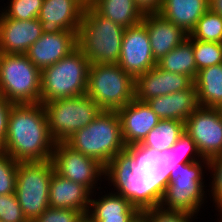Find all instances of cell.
<instances>
[{
    "mask_svg": "<svg viewBox=\"0 0 222 222\" xmlns=\"http://www.w3.org/2000/svg\"><path fill=\"white\" fill-rule=\"evenodd\" d=\"M103 193L102 191L97 194L95 193V195L92 193L87 211V215L96 222H129L138 211L128 199L117 194L113 189L108 193H105V191Z\"/></svg>",
    "mask_w": 222,
    "mask_h": 222,
    "instance_id": "cell-23",
    "label": "cell"
},
{
    "mask_svg": "<svg viewBox=\"0 0 222 222\" xmlns=\"http://www.w3.org/2000/svg\"><path fill=\"white\" fill-rule=\"evenodd\" d=\"M84 10L77 0H43L38 20L43 33L78 32Z\"/></svg>",
    "mask_w": 222,
    "mask_h": 222,
    "instance_id": "cell-17",
    "label": "cell"
},
{
    "mask_svg": "<svg viewBox=\"0 0 222 222\" xmlns=\"http://www.w3.org/2000/svg\"><path fill=\"white\" fill-rule=\"evenodd\" d=\"M91 196L92 192L87 187L53 172L49 187L50 207L77 210L87 214Z\"/></svg>",
    "mask_w": 222,
    "mask_h": 222,
    "instance_id": "cell-21",
    "label": "cell"
},
{
    "mask_svg": "<svg viewBox=\"0 0 222 222\" xmlns=\"http://www.w3.org/2000/svg\"><path fill=\"white\" fill-rule=\"evenodd\" d=\"M8 6L0 9V17L15 20H30L38 18L43 0H8Z\"/></svg>",
    "mask_w": 222,
    "mask_h": 222,
    "instance_id": "cell-31",
    "label": "cell"
},
{
    "mask_svg": "<svg viewBox=\"0 0 222 222\" xmlns=\"http://www.w3.org/2000/svg\"><path fill=\"white\" fill-rule=\"evenodd\" d=\"M51 160L55 172L61 177L82 184L92 193L103 189L100 186L101 182L107 179V169L97 160L83 155L66 142L55 144Z\"/></svg>",
    "mask_w": 222,
    "mask_h": 222,
    "instance_id": "cell-11",
    "label": "cell"
},
{
    "mask_svg": "<svg viewBox=\"0 0 222 222\" xmlns=\"http://www.w3.org/2000/svg\"><path fill=\"white\" fill-rule=\"evenodd\" d=\"M118 65L134 79L157 65L142 21L125 28Z\"/></svg>",
    "mask_w": 222,
    "mask_h": 222,
    "instance_id": "cell-13",
    "label": "cell"
},
{
    "mask_svg": "<svg viewBox=\"0 0 222 222\" xmlns=\"http://www.w3.org/2000/svg\"><path fill=\"white\" fill-rule=\"evenodd\" d=\"M125 28L85 8L77 34L78 48L90 64H118Z\"/></svg>",
    "mask_w": 222,
    "mask_h": 222,
    "instance_id": "cell-3",
    "label": "cell"
},
{
    "mask_svg": "<svg viewBox=\"0 0 222 222\" xmlns=\"http://www.w3.org/2000/svg\"><path fill=\"white\" fill-rule=\"evenodd\" d=\"M184 130L203 158L222 154V116L218 108L199 106L184 122Z\"/></svg>",
    "mask_w": 222,
    "mask_h": 222,
    "instance_id": "cell-12",
    "label": "cell"
},
{
    "mask_svg": "<svg viewBox=\"0 0 222 222\" xmlns=\"http://www.w3.org/2000/svg\"><path fill=\"white\" fill-rule=\"evenodd\" d=\"M189 36L194 40L222 43V16L208 9Z\"/></svg>",
    "mask_w": 222,
    "mask_h": 222,
    "instance_id": "cell-29",
    "label": "cell"
},
{
    "mask_svg": "<svg viewBox=\"0 0 222 222\" xmlns=\"http://www.w3.org/2000/svg\"><path fill=\"white\" fill-rule=\"evenodd\" d=\"M220 215V217H219V222H222V213H218V216Z\"/></svg>",
    "mask_w": 222,
    "mask_h": 222,
    "instance_id": "cell-44",
    "label": "cell"
},
{
    "mask_svg": "<svg viewBox=\"0 0 222 222\" xmlns=\"http://www.w3.org/2000/svg\"><path fill=\"white\" fill-rule=\"evenodd\" d=\"M79 1L85 8L93 5V0H77Z\"/></svg>",
    "mask_w": 222,
    "mask_h": 222,
    "instance_id": "cell-43",
    "label": "cell"
},
{
    "mask_svg": "<svg viewBox=\"0 0 222 222\" xmlns=\"http://www.w3.org/2000/svg\"><path fill=\"white\" fill-rule=\"evenodd\" d=\"M184 122L179 120H160L140 143L156 151L170 150L184 132Z\"/></svg>",
    "mask_w": 222,
    "mask_h": 222,
    "instance_id": "cell-28",
    "label": "cell"
},
{
    "mask_svg": "<svg viewBox=\"0 0 222 222\" xmlns=\"http://www.w3.org/2000/svg\"><path fill=\"white\" fill-rule=\"evenodd\" d=\"M83 215L77 210L49 207L34 222H79Z\"/></svg>",
    "mask_w": 222,
    "mask_h": 222,
    "instance_id": "cell-37",
    "label": "cell"
},
{
    "mask_svg": "<svg viewBox=\"0 0 222 222\" xmlns=\"http://www.w3.org/2000/svg\"><path fill=\"white\" fill-rule=\"evenodd\" d=\"M170 150L173 153L178 154L180 157H183V163H189L204 159L197 149L196 143L185 131L179 136L178 140Z\"/></svg>",
    "mask_w": 222,
    "mask_h": 222,
    "instance_id": "cell-35",
    "label": "cell"
},
{
    "mask_svg": "<svg viewBox=\"0 0 222 222\" xmlns=\"http://www.w3.org/2000/svg\"><path fill=\"white\" fill-rule=\"evenodd\" d=\"M218 109H219L221 116H222V106H220Z\"/></svg>",
    "mask_w": 222,
    "mask_h": 222,
    "instance_id": "cell-45",
    "label": "cell"
},
{
    "mask_svg": "<svg viewBox=\"0 0 222 222\" xmlns=\"http://www.w3.org/2000/svg\"><path fill=\"white\" fill-rule=\"evenodd\" d=\"M0 220L4 222H28L22 213L15 193L0 195Z\"/></svg>",
    "mask_w": 222,
    "mask_h": 222,
    "instance_id": "cell-34",
    "label": "cell"
},
{
    "mask_svg": "<svg viewBox=\"0 0 222 222\" xmlns=\"http://www.w3.org/2000/svg\"><path fill=\"white\" fill-rule=\"evenodd\" d=\"M89 60L77 47L57 63L41 70L40 103L86 94Z\"/></svg>",
    "mask_w": 222,
    "mask_h": 222,
    "instance_id": "cell-5",
    "label": "cell"
},
{
    "mask_svg": "<svg viewBox=\"0 0 222 222\" xmlns=\"http://www.w3.org/2000/svg\"><path fill=\"white\" fill-rule=\"evenodd\" d=\"M66 143L108 169L120 161L126 149L118 112L102 110L89 125L77 130Z\"/></svg>",
    "mask_w": 222,
    "mask_h": 222,
    "instance_id": "cell-2",
    "label": "cell"
},
{
    "mask_svg": "<svg viewBox=\"0 0 222 222\" xmlns=\"http://www.w3.org/2000/svg\"><path fill=\"white\" fill-rule=\"evenodd\" d=\"M92 7L103 17L124 28L138 24L144 15L134 0H95Z\"/></svg>",
    "mask_w": 222,
    "mask_h": 222,
    "instance_id": "cell-26",
    "label": "cell"
},
{
    "mask_svg": "<svg viewBox=\"0 0 222 222\" xmlns=\"http://www.w3.org/2000/svg\"><path fill=\"white\" fill-rule=\"evenodd\" d=\"M208 171L211 174V178L209 177L211 180V184L209 183L211 190H208L209 199H213L211 202L215 203V210L222 213V154L208 159Z\"/></svg>",
    "mask_w": 222,
    "mask_h": 222,
    "instance_id": "cell-33",
    "label": "cell"
},
{
    "mask_svg": "<svg viewBox=\"0 0 222 222\" xmlns=\"http://www.w3.org/2000/svg\"><path fill=\"white\" fill-rule=\"evenodd\" d=\"M0 95L12 104L40 103L41 70L26 54L0 53Z\"/></svg>",
    "mask_w": 222,
    "mask_h": 222,
    "instance_id": "cell-6",
    "label": "cell"
},
{
    "mask_svg": "<svg viewBox=\"0 0 222 222\" xmlns=\"http://www.w3.org/2000/svg\"><path fill=\"white\" fill-rule=\"evenodd\" d=\"M145 210L149 213L150 222H194L198 218L197 215L188 212L165 210L160 206Z\"/></svg>",
    "mask_w": 222,
    "mask_h": 222,
    "instance_id": "cell-36",
    "label": "cell"
},
{
    "mask_svg": "<svg viewBox=\"0 0 222 222\" xmlns=\"http://www.w3.org/2000/svg\"><path fill=\"white\" fill-rule=\"evenodd\" d=\"M121 120L122 138L126 146L140 144L159 123V117L147 102L134 98L118 111Z\"/></svg>",
    "mask_w": 222,
    "mask_h": 222,
    "instance_id": "cell-18",
    "label": "cell"
},
{
    "mask_svg": "<svg viewBox=\"0 0 222 222\" xmlns=\"http://www.w3.org/2000/svg\"><path fill=\"white\" fill-rule=\"evenodd\" d=\"M18 163L0 149V195L15 193Z\"/></svg>",
    "mask_w": 222,
    "mask_h": 222,
    "instance_id": "cell-32",
    "label": "cell"
},
{
    "mask_svg": "<svg viewBox=\"0 0 222 222\" xmlns=\"http://www.w3.org/2000/svg\"><path fill=\"white\" fill-rule=\"evenodd\" d=\"M107 183L117 194L128 199L138 210L159 207L163 196L149 184L148 179L133 178L119 163L107 169ZM111 183V184H110Z\"/></svg>",
    "mask_w": 222,
    "mask_h": 222,
    "instance_id": "cell-14",
    "label": "cell"
},
{
    "mask_svg": "<svg viewBox=\"0 0 222 222\" xmlns=\"http://www.w3.org/2000/svg\"><path fill=\"white\" fill-rule=\"evenodd\" d=\"M42 34L38 18L15 20L0 17V53L25 54Z\"/></svg>",
    "mask_w": 222,
    "mask_h": 222,
    "instance_id": "cell-19",
    "label": "cell"
},
{
    "mask_svg": "<svg viewBox=\"0 0 222 222\" xmlns=\"http://www.w3.org/2000/svg\"><path fill=\"white\" fill-rule=\"evenodd\" d=\"M79 222H96V221L93 220L89 215L84 214V215L80 218Z\"/></svg>",
    "mask_w": 222,
    "mask_h": 222,
    "instance_id": "cell-42",
    "label": "cell"
},
{
    "mask_svg": "<svg viewBox=\"0 0 222 222\" xmlns=\"http://www.w3.org/2000/svg\"><path fill=\"white\" fill-rule=\"evenodd\" d=\"M136 6L143 14L158 13L162 6L163 0H134Z\"/></svg>",
    "mask_w": 222,
    "mask_h": 222,
    "instance_id": "cell-39",
    "label": "cell"
},
{
    "mask_svg": "<svg viewBox=\"0 0 222 222\" xmlns=\"http://www.w3.org/2000/svg\"><path fill=\"white\" fill-rule=\"evenodd\" d=\"M52 160L19 162L15 195L28 222H34L49 205Z\"/></svg>",
    "mask_w": 222,
    "mask_h": 222,
    "instance_id": "cell-8",
    "label": "cell"
},
{
    "mask_svg": "<svg viewBox=\"0 0 222 222\" xmlns=\"http://www.w3.org/2000/svg\"><path fill=\"white\" fill-rule=\"evenodd\" d=\"M78 32L59 31L43 33L25 53L28 59L40 70L51 66L69 55L78 47Z\"/></svg>",
    "mask_w": 222,
    "mask_h": 222,
    "instance_id": "cell-16",
    "label": "cell"
},
{
    "mask_svg": "<svg viewBox=\"0 0 222 222\" xmlns=\"http://www.w3.org/2000/svg\"><path fill=\"white\" fill-rule=\"evenodd\" d=\"M129 222H150L149 213L146 210H138Z\"/></svg>",
    "mask_w": 222,
    "mask_h": 222,
    "instance_id": "cell-40",
    "label": "cell"
},
{
    "mask_svg": "<svg viewBox=\"0 0 222 222\" xmlns=\"http://www.w3.org/2000/svg\"><path fill=\"white\" fill-rule=\"evenodd\" d=\"M194 85L199 106L205 108L222 106V63L198 71Z\"/></svg>",
    "mask_w": 222,
    "mask_h": 222,
    "instance_id": "cell-25",
    "label": "cell"
},
{
    "mask_svg": "<svg viewBox=\"0 0 222 222\" xmlns=\"http://www.w3.org/2000/svg\"><path fill=\"white\" fill-rule=\"evenodd\" d=\"M209 9V0H163L158 13L188 35Z\"/></svg>",
    "mask_w": 222,
    "mask_h": 222,
    "instance_id": "cell-24",
    "label": "cell"
},
{
    "mask_svg": "<svg viewBox=\"0 0 222 222\" xmlns=\"http://www.w3.org/2000/svg\"><path fill=\"white\" fill-rule=\"evenodd\" d=\"M208 159L179 163L170 175L160 207L165 210L183 211L198 215L207 198V186L204 185ZM205 171V172H204ZM204 180V181H203ZM205 190V191H204ZM206 192V193H205Z\"/></svg>",
    "mask_w": 222,
    "mask_h": 222,
    "instance_id": "cell-4",
    "label": "cell"
},
{
    "mask_svg": "<svg viewBox=\"0 0 222 222\" xmlns=\"http://www.w3.org/2000/svg\"><path fill=\"white\" fill-rule=\"evenodd\" d=\"M157 66L167 72L187 75L194 81L198 70L192 49V38L188 35L187 39L158 60Z\"/></svg>",
    "mask_w": 222,
    "mask_h": 222,
    "instance_id": "cell-27",
    "label": "cell"
},
{
    "mask_svg": "<svg viewBox=\"0 0 222 222\" xmlns=\"http://www.w3.org/2000/svg\"><path fill=\"white\" fill-rule=\"evenodd\" d=\"M160 120H179L185 122L199 107L195 85L190 89L161 95L147 101Z\"/></svg>",
    "mask_w": 222,
    "mask_h": 222,
    "instance_id": "cell-22",
    "label": "cell"
},
{
    "mask_svg": "<svg viewBox=\"0 0 222 222\" xmlns=\"http://www.w3.org/2000/svg\"><path fill=\"white\" fill-rule=\"evenodd\" d=\"M86 95L102 110L118 111L135 98V79L118 64H90Z\"/></svg>",
    "mask_w": 222,
    "mask_h": 222,
    "instance_id": "cell-7",
    "label": "cell"
},
{
    "mask_svg": "<svg viewBox=\"0 0 222 222\" xmlns=\"http://www.w3.org/2000/svg\"><path fill=\"white\" fill-rule=\"evenodd\" d=\"M12 103L0 95V146L3 144L7 132L8 117Z\"/></svg>",
    "mask_w": 222,
    "mask_h": 222,
    "instance_id": "cell-38",
    "label": "cell"
},
{
    "mask_svg": "<svg viewBox=\"0 0 222 222\" xmlns=\"http://www.w3.org/2000/svg\"><path fill=\"white\" fill-rule=\"evenodd\" d=\"M119 163L133 178L148 179L149 184L164 196L171 172L179 163H183V157L171 150L156 151L141 144H134L126 146Z\"/></svg>",
    "mask_w": 222,
    "mask_h": 222,
    "instance_id": "cell-9",
    "label": "cell"
},
{
    "mask_svg": "<svg viewBox=\"0 0 222 222\" xmlns=\"http://www.w3.org/2000/svg\"><path fill=\"white\" fill-rule=\"evenodd\" d=\"M209 9L222 16V0H209Z\"/></svg>",
    "mask_w": 222,
    "mask_h": 222,
    "instance_id": "cell-41",
    "label": "cell"
},
{
    "mask_svg": "<svg viewBox=\"0 0 222 222\" xmlns=\"http://www.w3.org/2000/svg\"><path fill=\"white\" fill-rule=\"evenodd\" d=\"M55 144L43 104L12 105L1 150L18 162L46 161Z\"/></svg>",
    "mask_w": 222,
    "mask_h": 222,
    "instance_id": "cell-1",
    "label": "cell"
},
{
    "mask_svg": "<svg viewBox=\"0 0 222 222\" xmlns=\"http://www.w3.org/2000/svg\"><path fill=\"white\" fill-rule=\"evenodd\" d=\"M194 81L187 75L171 73L157 65L135 79V98L142 102L177 91L190 89Z\"/></svg>",
    "mask_w": 222,
    "mask_h": 222,
    "instance_id": "cell-15",
    "label": "cell"
},
{
    "mask_svg": "<svg viewBox=\"0 0 222 222\" xmlns=\"http://www.w3.org/2000/svg\"><path fill=\"white\" fill-rule=\"evenodd\" d=\"M197 70L222 63V43L192 39Z\"/></svg>",
    "mask_w": 222,
    "mask_h": 222,
    "instance_id": "cell-30",
    "label": "cell"
},
{
    "mask_svg": "<svg viewBox=\"0 0 222 222\" xmlns=\"http://www.w3.org/2000/svg\"><path fill=\"white\" fill-rule=\"evenodd\" d=\"M142 22L146 26L156 62L188 38V34L183 29L159 13L144 14Z\"/></svg>",
    "mask_w": 222,
    "mask_h": 222,
    "instance_id": "cell-20",
    "label": "cell"
},
{
    "mask_svg": "<svg viewBox=\"0 0 222 222\" xmlns=\"http://www.w3.org/2000/svg\"><path fill=\"white\" fill-rule=\"evenodd\" d=\"M53 140L66 142L77 130L89 125L102 109L88 95L61 98L43 104Z\"/></svg>",
    "mask_w": 222,
    "mask_h": 222,
    "instance_id": "cell-10",
    "label": "cell"
}]
</instances>
